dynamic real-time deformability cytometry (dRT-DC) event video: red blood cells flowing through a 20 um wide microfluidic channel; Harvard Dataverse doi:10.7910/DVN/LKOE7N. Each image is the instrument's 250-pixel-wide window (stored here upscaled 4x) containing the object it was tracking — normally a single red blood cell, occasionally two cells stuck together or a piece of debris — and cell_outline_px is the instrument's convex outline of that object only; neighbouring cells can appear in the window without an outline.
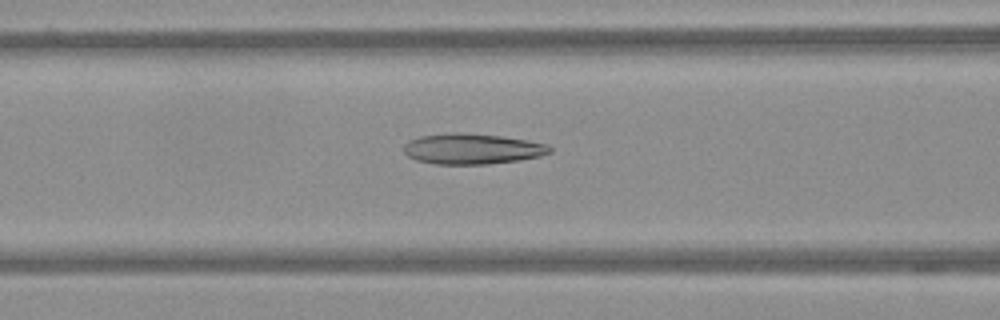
{"species": "Egyptian fruit bat (a non-hibernating species)", "species_latin": "Rousettus aegyptiacus", "temperature_condition": "warm", "stored_images_in_passage": 58, "camera_frame_rate_fps": 3000, "um_per_image_px": 0.085, "frame": {"image": 1, "passage_image": 24, "time_ms": 7.667, "image_size_px": [1000, 320], "cell_outline_px": [[552, 152], [540, 156], [520, 160], [488, 164], [436, 164], [416, 160], [408, 156], [404, 152], [404, 144], [408, 140], [420, 136], [448, 132], [460, 132], [500, 136], [528, 140], [548, 144], [552, 148]], "centroid_in_image_um": [40.13, 12.64], "position_along_channel_um": 126.5, "area_um2": 26.24}}
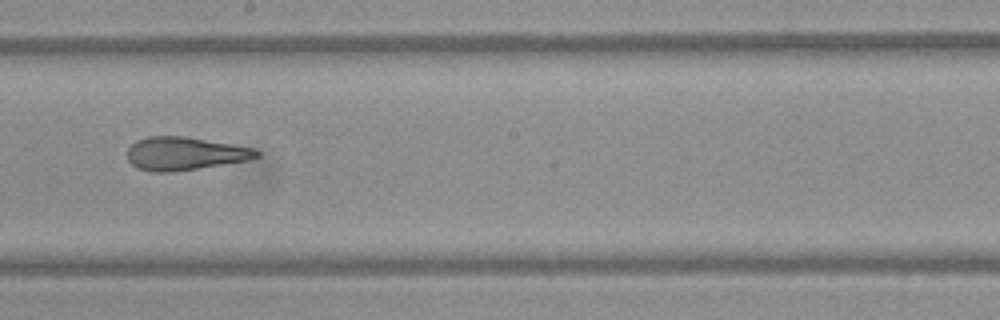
{"frame": {"image": 2, "passage_image": 33, "time_ms": 10.667, "image_size_px": [1000, 320], "cell_outline_px": [[260, 156], [248, 160], [172, 172], [152, 172], [136, 168], [128, 160], [128, 148], [136, 140], [148, 136], [184, 136], [256, 148], [260, 152]], "centroid_in_image_um": [15.7, 13.05], "position_along_channel_um": 232.5, "area_um2": 24.97}}
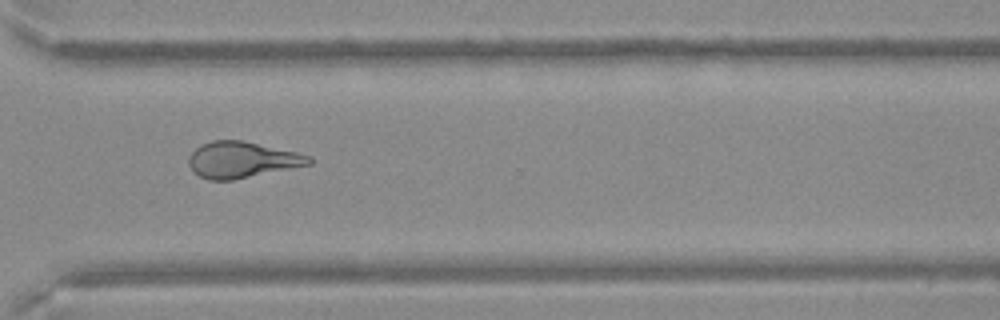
{"frame": {"image": 3, "passage_image": 43, "time_ms": 14.0, "image_size_px": [1000, 320], "cell_outline_px": [[312, 164], [232, 180], [208, 180], [200, 176], [188, 164], [188, 156], [200, 144], [212, 140], [244, 140], [296, 152], [312, 156]], "centroid_in_image_um": [20.57, 13.57], "position_along_channel_um": 350.0, "area_um2": 25.32}}